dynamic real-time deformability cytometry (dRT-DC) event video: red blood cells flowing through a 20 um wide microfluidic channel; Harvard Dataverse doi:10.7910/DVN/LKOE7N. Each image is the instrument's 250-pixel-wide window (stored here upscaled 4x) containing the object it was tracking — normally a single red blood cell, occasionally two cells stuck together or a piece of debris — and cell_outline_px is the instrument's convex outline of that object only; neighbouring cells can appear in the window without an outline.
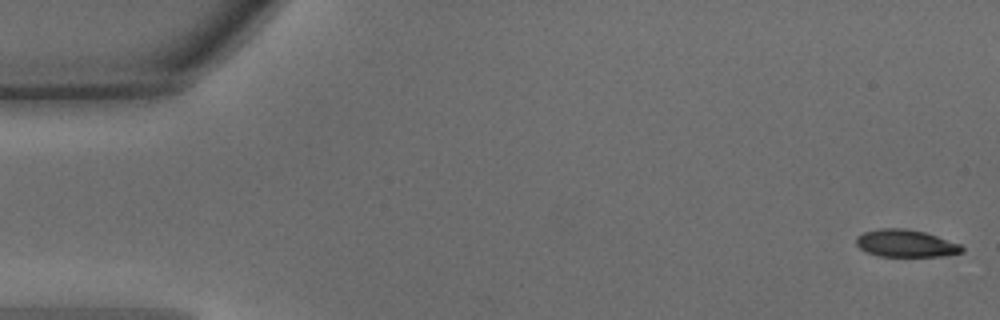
{"species": "common noctule bat (a hibernating species)", "species_latin": "Nyctalus noctula", "temperature_condition": "warm", "stored_images_in_passage": 47, "camera_frame_rate_fps": 3000, "um_per_image_px": 0.085, "animal": {"sex": "male", "body_mass_g": 15.6}, "frame": {"image": 1, "passage_image": 1, "time_ms": 0.0, "image_size_px": [1000, 320], "cell_outline_px": [[964, 252], [940, 256], [880, 256], [868, 252], [860, 248], [856, 244], [856, 236], [864, 232], [880, 228], [904, 228], [924, 232], [960, 244], [964, 248]], "centroid_in_image_um": [76.98, 20.68], "position_along_channel_um": 8.0, "area_um2": 16.7}}
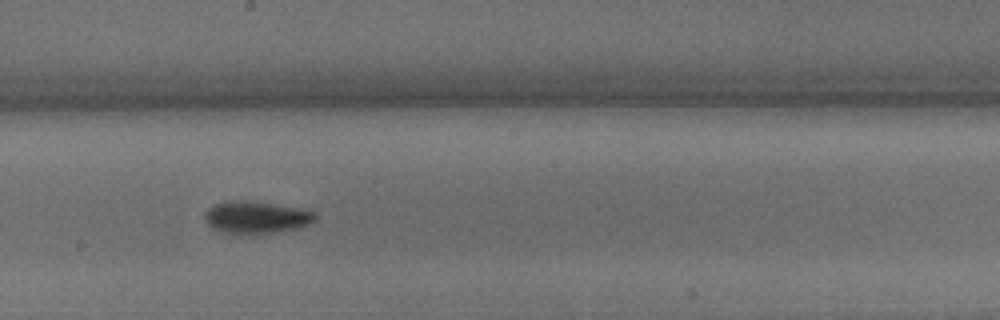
{"frame": {"image": 2, "passage_image": 26, "time_ms": 8.333, "image_size_px": [1000, 320], "cell_outline_px": [[316, 220], [300, 228], [256, 236], [248, 236], [228, 232], [212, 228], [204, 220], [204, 212], [208, 208], [224, 200], [248, 200], [316, 212]], "centroid_in_image_um": [21.74, 18.5], "position_along_channel_um": 226.5, "area_um2": 21.1}}
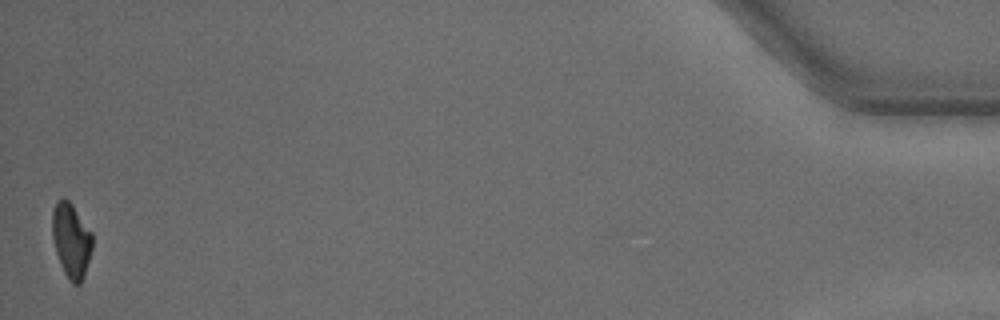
{"frame": {"image": 3, "passage_image": 47, "time_ms": 15.333, "image_size_px": [1000, 320], "cell_outline_px": [[92, 248], [84, 276], [80, 284], [72, 284], [68, 280], [60, 264], [56, 252], [52, 236], [52, 212], [56, 200], [64, 196], [72, 204], [92, 232]], "centroid_in_image_um": [6.04, 20.41], "position_along_channel_um": 429.2, "area_um2": 17.57}, "authors_computed_cell_mechanics": {"area_um2": 18.3804, "velocity_mm_per_s": 4.2601, "shape_relaxation_time_tau1_ms": 3.1418, "shape_relaxation_time_tau2_ms": 4.0869, "deformation_change_tau1": 0.1344, "deformation_change_tau2": 0.103}}